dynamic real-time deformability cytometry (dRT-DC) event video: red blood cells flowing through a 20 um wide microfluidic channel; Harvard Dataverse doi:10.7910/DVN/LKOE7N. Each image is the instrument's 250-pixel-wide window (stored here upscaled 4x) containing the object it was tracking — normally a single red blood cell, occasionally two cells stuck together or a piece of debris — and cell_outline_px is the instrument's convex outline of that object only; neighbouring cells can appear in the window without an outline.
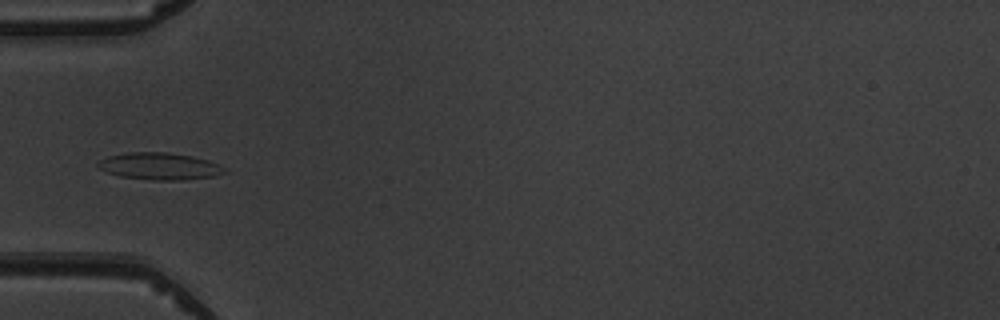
{"species": "common noctule bat (a hibernating species)", "species_latin": "Nyctalus noctula", "temperature_condition": "warm", "stored_images_in_passage": 4, "camera_frame_rate_fps": 3000, "um_per_image_px": 0.085, "animal": {"sex": "male", "body_mass_g": 19.5, "forearm_length_mm": 54.6}, "frame": {"image": 1, "passage_image": 4, "time_ms": 4.333, "image_size_px": [1000, 320], "cell_outline_px": [[228, 172], [216, 176], [184, 180], [152, 180], [120, 176], [108, 172], [100, 168], [96, 164], [100, 160], [108, 156], [128, 152], [168, 152], [192, 156], [208, 160], [220, 164]], "centroid_in_image_um": [13.61, 14.13], "position_along_channel_um": 71.4, "area_um2": 20.0}}